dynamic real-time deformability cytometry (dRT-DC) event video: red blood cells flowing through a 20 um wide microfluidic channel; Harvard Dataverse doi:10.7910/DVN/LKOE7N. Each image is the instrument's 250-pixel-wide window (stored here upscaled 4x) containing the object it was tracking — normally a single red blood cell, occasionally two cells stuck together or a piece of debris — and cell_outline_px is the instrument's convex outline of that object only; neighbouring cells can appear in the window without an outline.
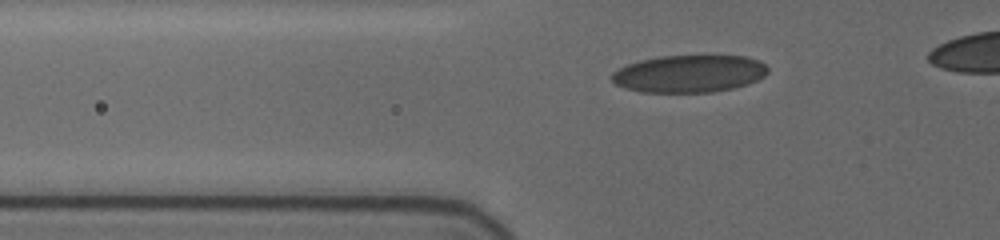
{"species": "human", "species_latin": "Homo sapiens", "temperature_condition": "cold", "stored_images_in_passage": 10, "camera_frame_rate_fps": 3000, "um_per_image_px": 0.085, "donor": {"sex": "female"}, "frame": {"image": 1, "passage_image": 9, "time_ms": 3.333, "image_size_px": [1000, 240], "cell_outline_px": [[768, 72], [764, 76], [748, 84], [732, 88], [712, 92], [640, 92], [616, 84], [612, 80], [612, 72], [628, 64], [640, 60], [660, 56], [744, 56], [760, 60], [768, 68]], "centroid_in_image_um": [58.6, 6.26], "position_along_channel_um": 67.2, "area_um2": 33.81}}